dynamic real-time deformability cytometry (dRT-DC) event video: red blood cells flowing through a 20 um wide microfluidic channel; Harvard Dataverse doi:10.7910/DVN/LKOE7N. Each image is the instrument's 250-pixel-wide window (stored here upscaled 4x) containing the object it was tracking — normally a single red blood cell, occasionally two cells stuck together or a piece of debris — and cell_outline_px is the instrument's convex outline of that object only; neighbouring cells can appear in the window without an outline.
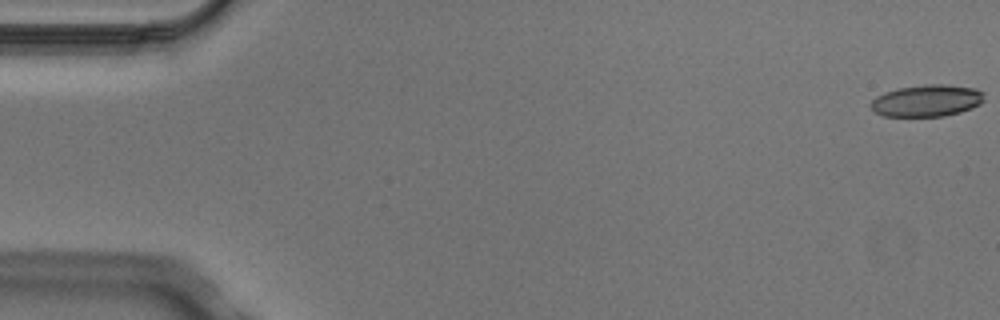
{"species": "Egyptian fruit bat (a non-hibernating species)", "species_latin": "Rousettus aegyptiacus", "temperature_condition": "cold", "stored_images_in_passage": 5, "camera_frame_rate_fps": 3000, "um_per_image_px": 0.085, "animal": {"sex": "male"}, "frame": {"image": 1, "passage_image": 1, "time_ms": 0.0, "image_size_px": [1000, 320], "cell_outline_px": [[984, 100], [980, 104], [972, 108], [960, 112], [944, 116], [884, 116], [876, 112], [868, 104], [876, 96], [884, 92], [896, 88], [924, 84], [944, 84], [976, 88], [984, 92]], "centroid_in_image_um": [78.78, 8.54], "position_along_channel_um": 6.2, "area_um2": 21.27}}
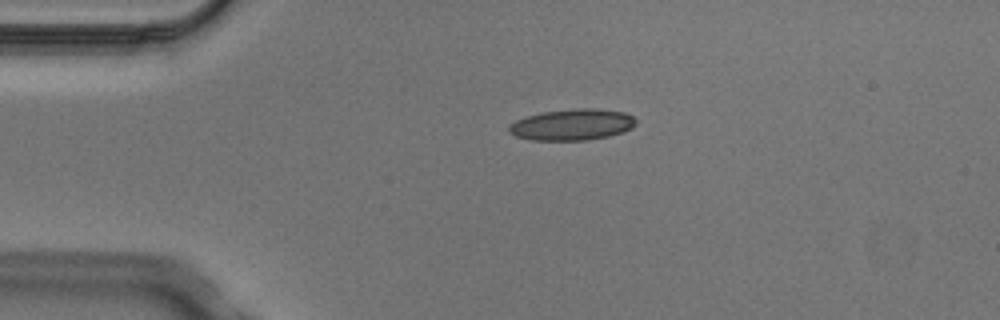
{"frame": {"image": 2, "passage_image": 4, "time_ms": 1.0, "image_size_px": [1000, 320], "cell_outline_px": [[636, 124], [632, 128], [608, 136], [588, 140], [532, 140], [516, 136], [508, 132], [508, 124], [516, 120], [528, 116], [544, 112], [580, 108], [596, 108], [624, 112], [632, 116], [636, 120]], "centroid_in_image_um": [48.62, 10.6], "position_along_channel_um": 36.4, "area_um2": 23.0}}